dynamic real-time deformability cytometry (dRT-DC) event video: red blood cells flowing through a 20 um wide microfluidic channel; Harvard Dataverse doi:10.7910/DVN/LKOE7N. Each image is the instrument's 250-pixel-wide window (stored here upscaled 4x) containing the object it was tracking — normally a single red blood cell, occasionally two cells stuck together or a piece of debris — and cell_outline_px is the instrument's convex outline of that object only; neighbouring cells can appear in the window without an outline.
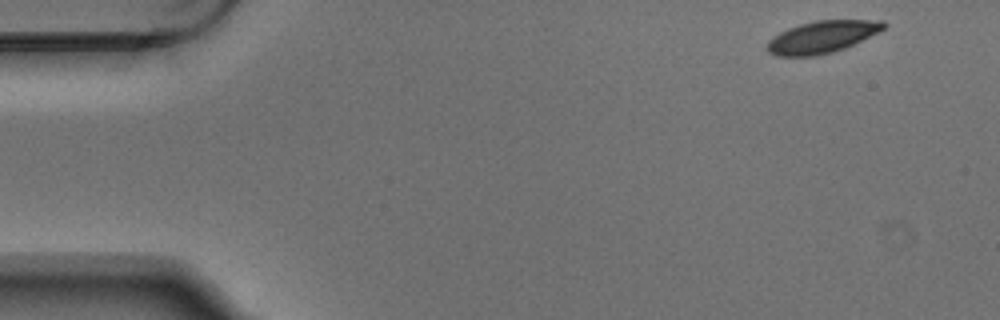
{"species": "Egyptian fruit bat (a non-hibernating species)", "species_latin": "Rousettus aegyptiacus", "temperature_condition": "warm", "stored_images_in_passage": 5, "camera_frame_rate_fps": 3000, "um_per_image_px": 0.085, "animal": {"sex": "male"}, "frame": {"image": 1, "passage_image": 1, "time_ms": 0.0, "image_size_px": [1000, 320], "cell_outline_px": [[888, 24], [880, 32], [844, 48], [832, 52], [816, 56], [776, 56], [768, 52], [768, 40], [772, 36], [788, 28], [800, 24], [816, 20], [884, 20]], "centroid_in_image_um": [69.89, 3.13], "position_along_channel_um": 15.1, "area_um2": 21.85}}
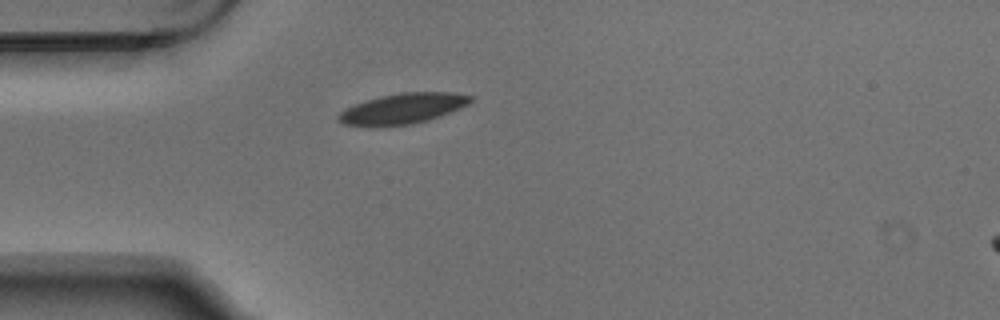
{"frame": {"image": 2, "passage_image": 4, "time_ms": 1.0, "image_size_px": [1000, 320], "cell_outline_px": [[476, 96], [468, 104], [460, 108], [440, 116], [428, 120], [412, 124], [344, 124], [336, 120], [336, 116], [344, 108], [364, 100], [380, 96], [400, 92], [456, 92]], "centroid_in_image_um": [34.28, 9.18], "position_along_channel_um": 50.7, "area_um2": 23.18}}